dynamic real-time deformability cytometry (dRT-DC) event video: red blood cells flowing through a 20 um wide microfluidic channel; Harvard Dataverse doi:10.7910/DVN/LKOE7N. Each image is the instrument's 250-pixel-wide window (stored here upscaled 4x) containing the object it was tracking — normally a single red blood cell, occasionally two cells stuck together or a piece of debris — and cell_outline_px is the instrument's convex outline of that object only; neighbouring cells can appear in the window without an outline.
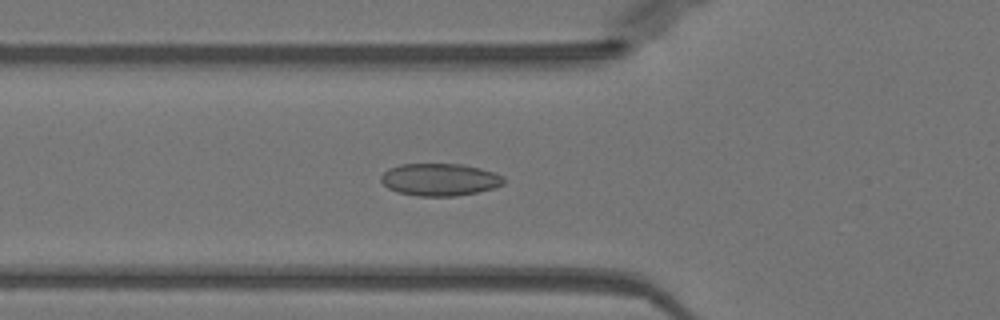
{"species": "Egyptian fruit bat (a non-hibernating species)", "species_latin": "Rousettus aegyptiacus", "temperature_condition": "warm", "stored_images_in_passage": 27, "camera_frame_rate_fps": 3000, "um_per_image_px": 0.085, "animal": {"sex": "female"}, "frame": {"image": 1, "passage_image": 18, "time_ms": 5.667, "image_size_px": [1000, 320], "cell_outline_px": [[504, 184], [496, 188], [456, 196], [416, 196], [396, 192], [388, 188], [380, 180], [380, 176], [388, 168], [400, 164], [464, 164], [496, 172], [504, 176]], "centroid_in_image_um": [37.39, 15.26], "position_along_channel_um": 88.4, "area_um2": 23.47}}
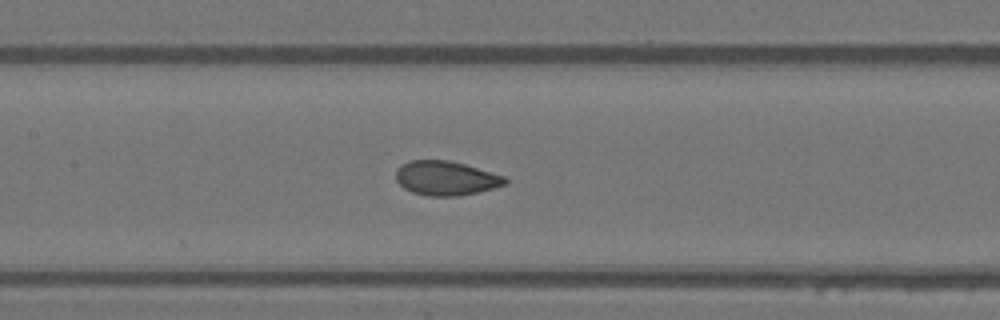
{"frame": {"image": 2, "passage_image": 24, "time_ms": 7.667, "image_size_px": [1000, 320], "cell_outline_px": [[508, 184], [460, 196], [428, 196], [412, 192], [404, 188], [396, 180], [396, 168], [400, 164], [412, 160], [452, 160], [504, 176], [508, 180]], "centroid_in_image_um": [37.88, 15.14], "position_along_channel_um": 169.5, "area_um2": 21.91}}
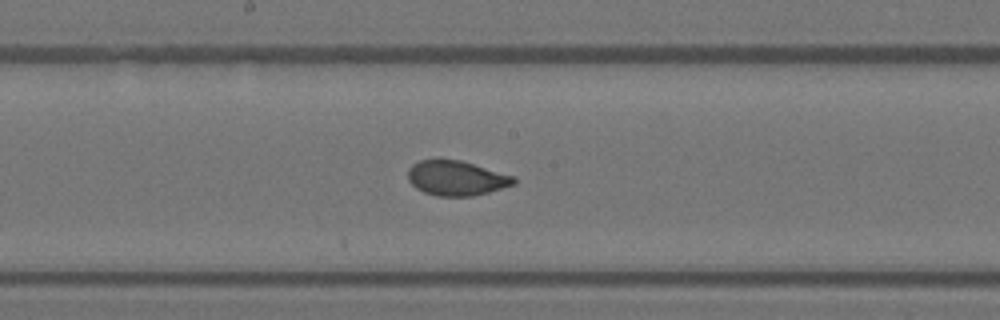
{"frame": {"image": 3, "passage_image": 27, "time_ms": 8.667, "image_size_px": [1000, 320], "cell_outline_px": [[516, 184], [488, 192], [472, 196], [436, 196], [424, 192], [416, 188], [408, 180], [408, 168], [412, 164], [420, 160], [460, 160], [516, 176]], "centroid_in_image_um": [38.81, 15.14], "position_along_channel_um": 209.4, "area_um2": 21.5}}